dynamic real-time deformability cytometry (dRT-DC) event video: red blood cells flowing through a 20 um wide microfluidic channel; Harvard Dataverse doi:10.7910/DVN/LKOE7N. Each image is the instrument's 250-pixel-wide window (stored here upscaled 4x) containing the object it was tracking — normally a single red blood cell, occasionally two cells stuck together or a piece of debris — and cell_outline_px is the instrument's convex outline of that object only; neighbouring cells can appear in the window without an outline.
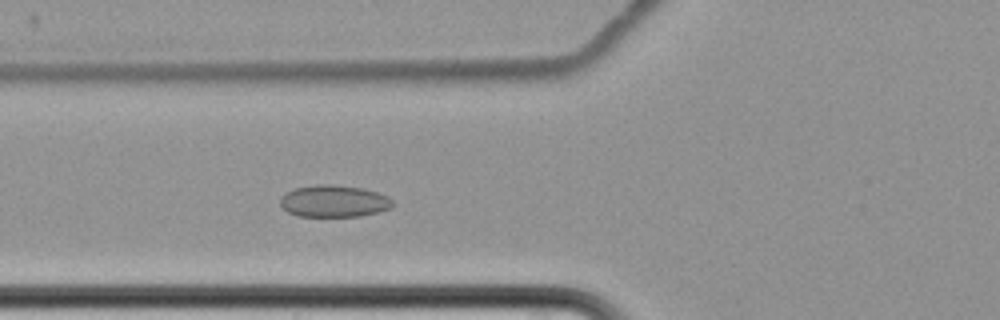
{"species": "common noctule bat (a hibernating species)", "species_latin": "Nyctalus noctula", "temperature_condition": "cold", "stored_images_in_passage": 7, "camera_frame_rate_fps": 3000, "um_per_image_px": 0.085, "animal": {"sex": "female", "body_mass_g": 22.7, "forearm_length_mm": 54.2}, "frame": {"image": 1, "passage_image": 7, "time_ms": 8.333, "image_size_px": [1000, 320], "cell_outline_px": [[392, 208], [360, 216], [300, 216], [288, 212], [280, 204], [280, 200], [288, 192], [296, 188], [316, 184], [332, 184], [364, 188], [388, 196], [392, 200]], "centroid_in_image_um": [28.41, 17.09], "position_along_channel_um": 97.4, "area_um2": 20.75}}